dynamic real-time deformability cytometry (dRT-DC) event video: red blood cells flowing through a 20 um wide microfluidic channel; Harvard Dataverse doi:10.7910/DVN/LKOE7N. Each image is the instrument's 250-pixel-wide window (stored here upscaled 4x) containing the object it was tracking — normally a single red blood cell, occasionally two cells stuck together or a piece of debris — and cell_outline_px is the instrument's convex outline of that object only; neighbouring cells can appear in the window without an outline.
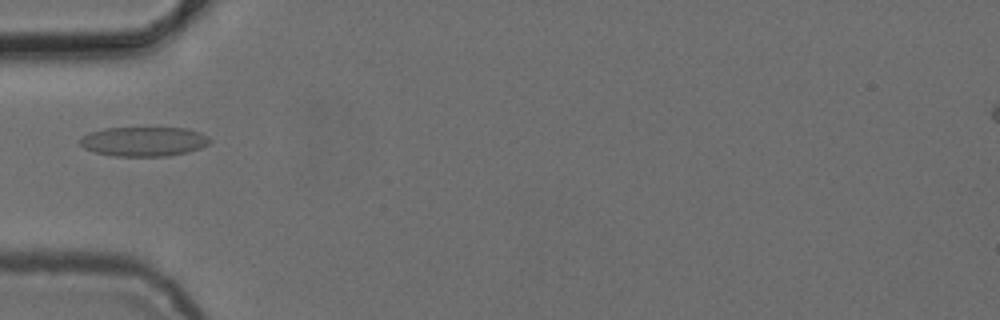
{"species": "common noctule bat (a hibernating species)", "species_latin": "Nyctalus noctula", "temperature_condition": "cold", "stored_images_in_passage": 2, "camera_frame_rate_fps": 3000, "um_per_image_px": 0.085, "animal": {"sex": "female", "body_mass_g": 24.6, "forearm_length_mm": 56.2}, "frame": {"image": 1, "passage_image": 2, "time_ms": 1.333, "image_size_px": [1000, 320], "cell_outline_px": [[212, 140], [208, 144], [200, 148], [188, 152], [168, 156], [112, 156], [96, 152], [84, 148], [80, 144], [80, 136], [104, 128], [188, 128], [200, 132], [208, 136]], "centroid_in_image_um": [12.24, 12.02], "position_along_channel_um": 72.8, "area_um2": 22.37}}